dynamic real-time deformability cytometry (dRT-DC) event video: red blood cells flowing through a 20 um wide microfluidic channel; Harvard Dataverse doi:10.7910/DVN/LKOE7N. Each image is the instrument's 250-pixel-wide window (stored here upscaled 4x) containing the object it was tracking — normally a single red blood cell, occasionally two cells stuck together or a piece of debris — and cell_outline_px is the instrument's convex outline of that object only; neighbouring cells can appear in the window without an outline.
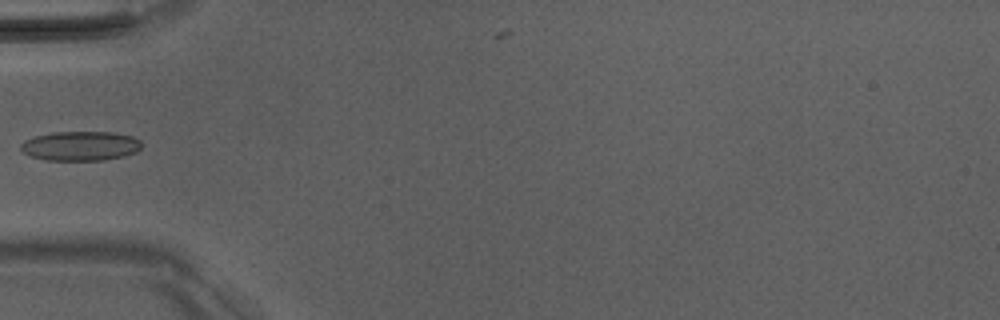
{"species": "Egyptian fruit bat (a non-hibernating species)", "species_latin": "Rousettus aegyptiacus", "temperature_condition": "room temperature", "stored_images_in_passage": 6, "camera_frame_rate_fps": 3000, "um_per_image_px": 0.085, "animal": {"sex": "male"}, "frame": {"image": 1, "passage_image": 4, "time_ms": 3.667, "image_size_px": [1000, 320], "cell_outline_px": [[140, 148], [136, 152], [124, 156], [104, 160], [44, 160], [32, 156], [24, 152], [20, 148], [20, 144], [24, 140], [36, 136], [52, 132], [112, 132], [132, 136], [140, 140]], "centroid_in_image_um": [6.83, 12.4], "position_along_channel_um": 78.2, "area_um2": 20.69}}